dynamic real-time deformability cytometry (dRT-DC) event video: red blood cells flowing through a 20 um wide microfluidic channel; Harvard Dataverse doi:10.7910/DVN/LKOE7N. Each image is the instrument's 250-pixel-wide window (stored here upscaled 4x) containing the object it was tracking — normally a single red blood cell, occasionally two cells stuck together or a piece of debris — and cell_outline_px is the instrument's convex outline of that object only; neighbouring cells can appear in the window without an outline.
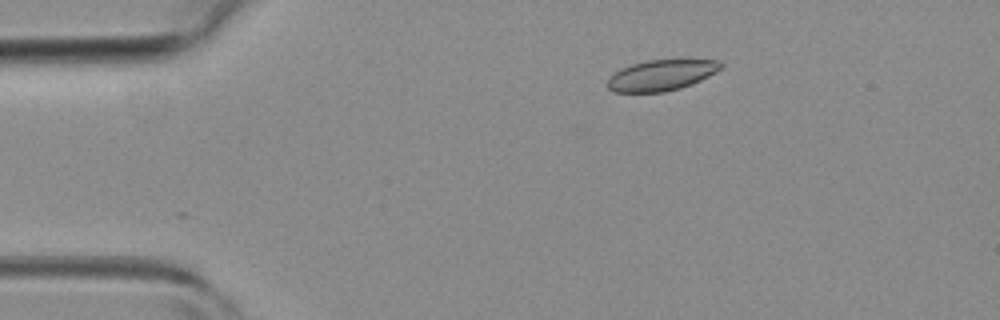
{"species": "common noctule bat (a hibernating species)", "species_latin": "Nyctalus noctula", "temperature_condition": "room temperature", "stored_images_in_passage": 3, "camera_frame_rate_fps": 3000, "um_per_image_px": 0.085, "animal": {"sex": "female", "body_mass_g": 19.3, "forearm_length_mm": 54.1}, "frame": {"image": 1, "passage_image": 1, "time_ms": 0.0, "image_size_px": [1000, 320], "cell_outline_px": [[724, 64], [716, 72], [692, 84], [680, 88], [664, 92], [612, 92], [608, 88], [608, 80], [620, 68], [632, 64], [648, 60], [720, 60]], "centroid_in_image_um": [56.22, 6.39], "position_along_channel_um": 28.8, "area_um2": 20.17}}
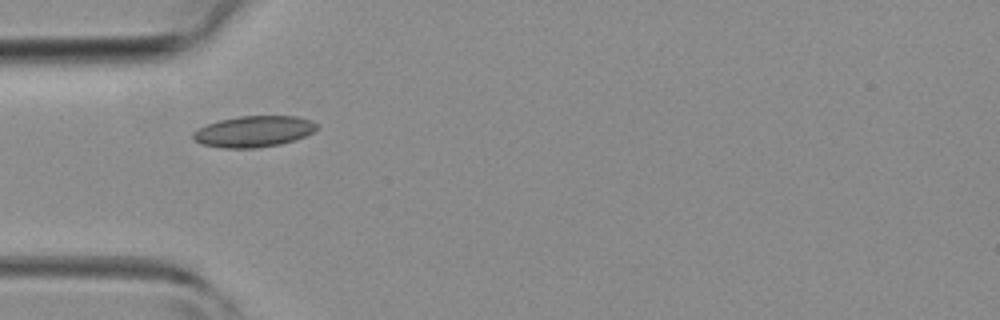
{"frame": {"image": 2, "passage_image": 2, "time_ms": 2.0, "image_size_px": [1000, 320], "cell_outline_px": [[316, 128], [312, 132], [304, 136], [280, 144], [256, 148], [224, 148], [200, 144], [192, 136], [192, 132], [208, 124], [220, 120], [240, 116], [296, 116], [312, 120], [316, 124]], "centroid_in_image_um": [21.55, 11.17], "position_along_channel_um": 63.5, "area_um2": 22.2}}
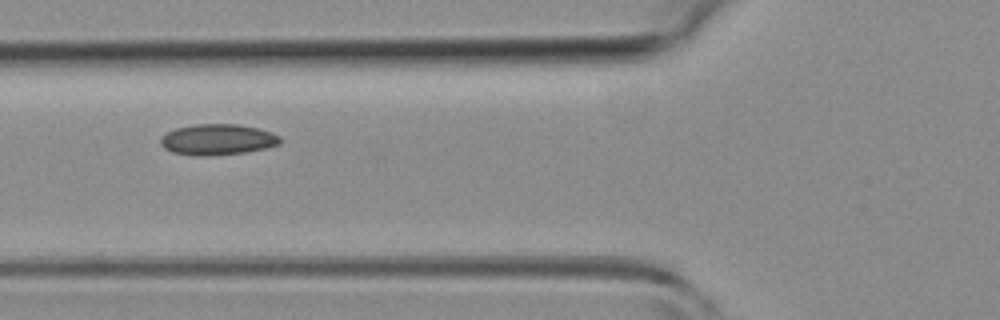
{"frame": {"image": 3, "passage_image": 3, "time_ms": 3.0, "image_size_px": [1000, 320], "cell_outline_px": [[280, 144], [264, 148], [244, 152], [212, 156], [196, 156], [172, 152], [164, 148], [160, 144], [160, 136], [176, 128], [196, 124], [240, 124], [272, 132], [280, 136]], "centroid_in_image_um": [18.47, 11.86], "position_along_channel_um": 107.3, "area_um2": 21.56}}